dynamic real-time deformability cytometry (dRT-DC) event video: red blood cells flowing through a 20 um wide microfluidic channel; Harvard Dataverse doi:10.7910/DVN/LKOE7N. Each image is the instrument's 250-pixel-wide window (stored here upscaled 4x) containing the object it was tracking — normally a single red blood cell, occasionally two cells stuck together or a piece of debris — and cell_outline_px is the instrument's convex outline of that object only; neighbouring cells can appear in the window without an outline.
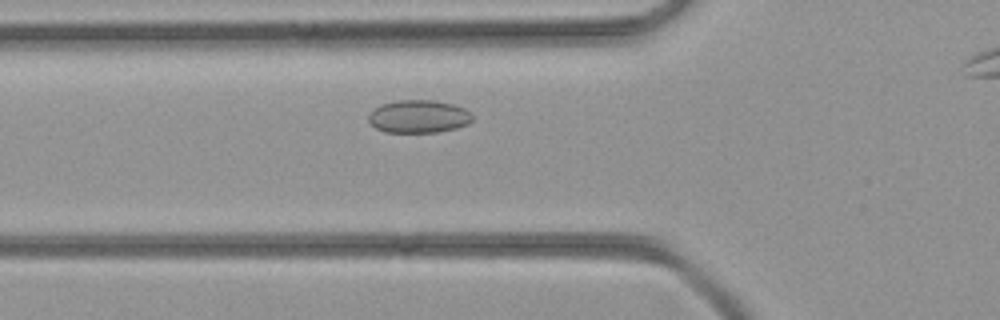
{"species": "common noctule bat (a hibernating species)", "species_latin": "Nyctalus noctula", "temperature_condition": "room temperature", "stored_images_in_passage": 25, "camera_frame_rate_fps": 3000, "um_per_image_px": 0.085, "animal": {"sex": "female", "body_mass_g": 21.9}, "frame": {"image": 1, "passage_image": 2, "time_ms": 0.333, "image_size_px": [1000, 320], "cell_outline_px": [[472, 120], [468, 124], [456, 128], [436, 132], [384, 132], [376, 128], [368, 120], [368, 112], [372, 108], [380, 104], [396, 100], [436, 100], [452, 104], [464, 108], [472, 112]], "centroid_in_image_um": [35.56, 9.89], "position_along_channel_um": 90.2, "area_um2": 20.17}}
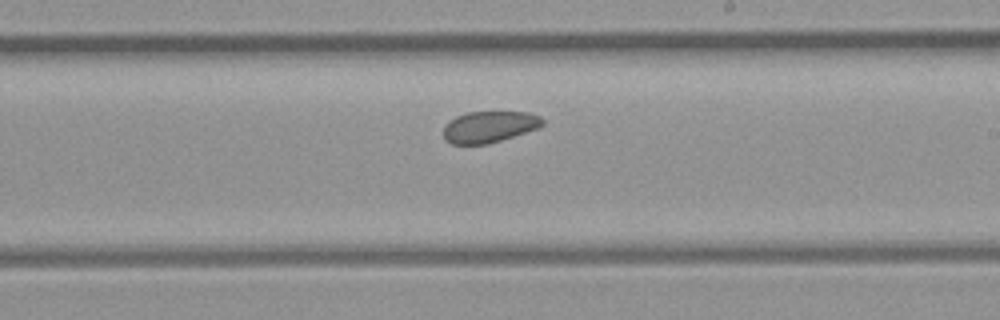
{"frame": {"image": 2, "passage_image": 12, "time_ms": 3.667, "image_size_px": [1000, 320], "cell_outline_px": [[544, 124], [540, 128], [488, 144], [452, 144], [444, 140], [444, 124], [448, 120], [456, 116], [468, 112], [528, 112], [540, 116], [544, 120]], "centroid_in_image_um": [41.59, 10.78], "position_along_channel_um": 247.4, "area_um2": 18.32}}
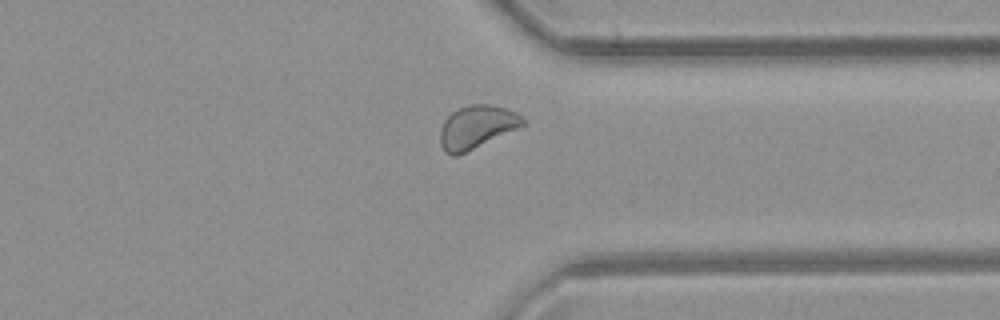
{"frame": {"image": 3, "passage_image": 20, "time_ms": 6.333, "image_size_px": [1000, 320], "cell_outline_px": [[524, 124], [516, 128], [456, 156], [452, 156], [440, 144], [440, 128], [444, 120], [452, 112], [468, 104], [488, 104], [504, 108], [520, 116], [524, 120]], "centroid_in_image_um": [40.45, 10.77], "position_along_channel_um": 370.9, "area_um2": 19.94}}